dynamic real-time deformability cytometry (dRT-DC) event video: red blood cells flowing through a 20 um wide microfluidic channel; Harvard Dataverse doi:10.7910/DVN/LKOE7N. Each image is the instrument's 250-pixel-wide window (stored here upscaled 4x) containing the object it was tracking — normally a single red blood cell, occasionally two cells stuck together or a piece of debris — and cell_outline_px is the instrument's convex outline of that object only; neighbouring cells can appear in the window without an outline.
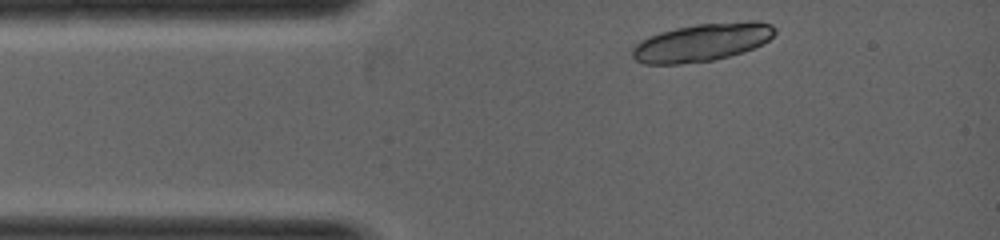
{"species": "common noctule bat (a hibernating species)", "species_latin": "Nyctalus noctula", "temperature_condition": "warm", "stored_images_in_passage": 3, "camera_frame_rate_fps": 5000, "um_per_image_px": 0.085, "animal": {"sex": "female", "body_mass_g": 19.0, "forearm_length_mm": 53.3}, "frame": {"image": 1, "passage_image": 1, "time_ms": 0.0, "image_size_px": [1000, 240], "cell_outline_px": [[776, 32], [768, 40], [744, 52], [712, 60], [680, 64], [644, 64], [636, 60], [632, 56], [632, 48], [640, 40], [648, 36], [660, 32], [676, 28], [696, 24], [748, 20], [756, 20], [772, 24], [776, 28]], "centroid_in_image_um": [59.67, 3.58], "position_along_channel_um": 25.3, "area_um2": 31.62}}